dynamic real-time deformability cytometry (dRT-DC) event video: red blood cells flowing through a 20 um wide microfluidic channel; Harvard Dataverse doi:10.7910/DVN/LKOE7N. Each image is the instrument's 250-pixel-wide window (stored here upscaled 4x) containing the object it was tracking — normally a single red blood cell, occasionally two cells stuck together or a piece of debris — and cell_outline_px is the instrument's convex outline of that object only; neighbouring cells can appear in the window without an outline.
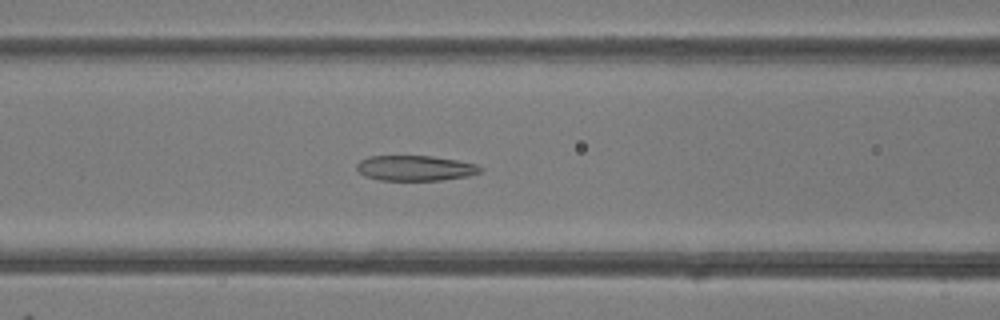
{"species": "common noctule bat (a hibernating species)", "species_latin": "Nyctalus noctula", "temperature_condition": "room temperature", "stored_images_in_passage": 42, "camera_frame_rate_fps": 3000, "um_per_image_px": 0.085, "animal": {"sex": "female"}, "frame": {"image": 1, "passage_image": 19, "time_ms": 6.0, "image_size_px": [1000, 320], "cell_outline_px": [[484, 168], [480, 172], [468, 176], [444, 180], [380, 180], [364, 176], [356, 168], [356, 164], [360, 160], [368, 156], [432, 156], [456, 160], [476, 164]], "centroid_in_image_um": [35.29, 14.29], "position_along_channel_um": 131.3, "area_um2": 18.26}}
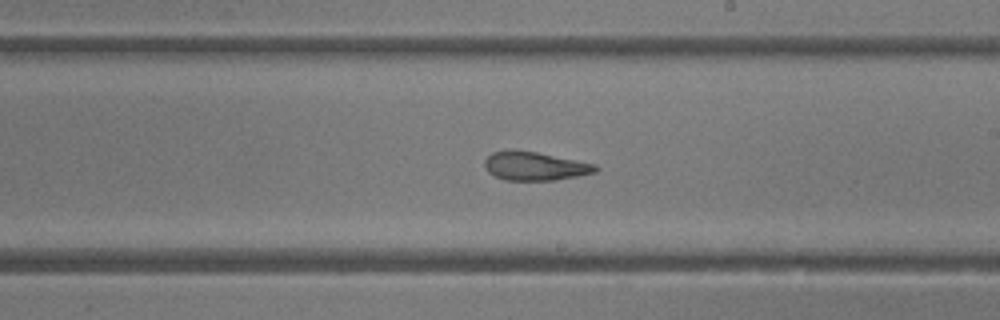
{"frame": {"image": 2, "passage_image": 27, "time_ms": 8.667, "image_size_px": [1000, 320], "cell_outline_px": [[600, 168], [596, 172], [556, 180], [504, 180], [488, 172], [484, 164], [484, 160], [492, 152], [536, 152], [596, 164]], "centroid_in_image_um": [45.5, 14.15], "position_along_channel_um": 243.5, "area_um2": 17.98}}
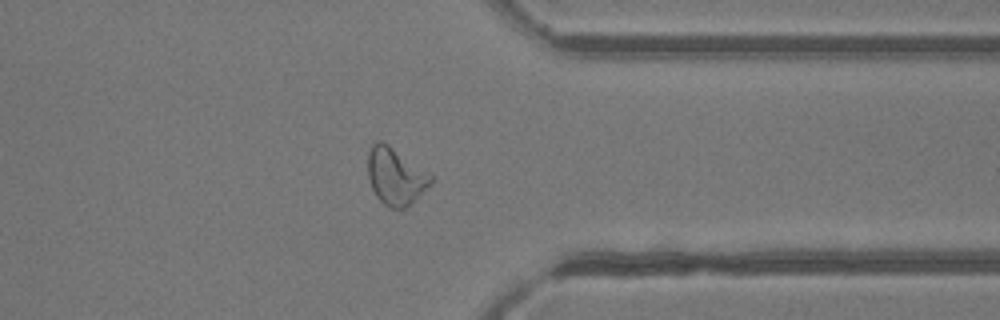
{"frame": {"image": 3, "passage_image": 37, "time_ms": 12.0, "image_size_px": [1000, 320], "cell_outline_px": [[432, 180], [404, 208], [388, 208], [376, 196], [372, 188], [368, 176], [368, 152], [372, 144], [376, 140], [384, 140], [432, 176]], "centroid_in_image_um": [33.54, 14.93], "position_along_channel_um": 377.9, "area_um2": 20.35}}